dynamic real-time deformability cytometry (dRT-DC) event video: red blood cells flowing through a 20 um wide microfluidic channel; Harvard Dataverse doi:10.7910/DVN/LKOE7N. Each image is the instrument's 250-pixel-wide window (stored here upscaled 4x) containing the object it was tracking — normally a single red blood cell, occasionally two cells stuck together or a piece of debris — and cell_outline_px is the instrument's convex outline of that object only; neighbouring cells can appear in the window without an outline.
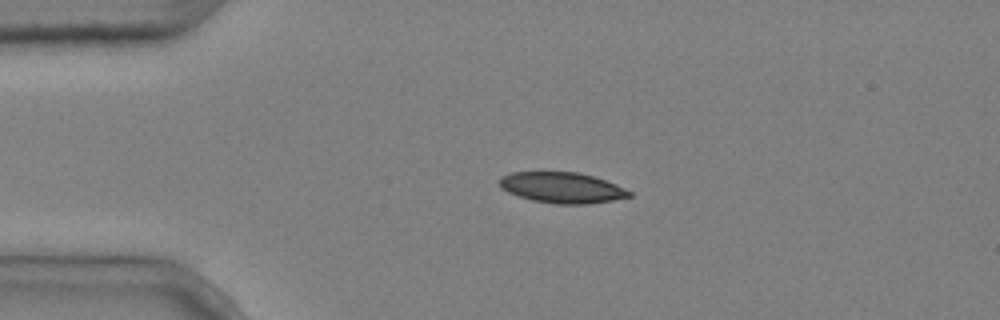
{"species": "common noctule bat (a hibernating species)", "species_latin": "Nyctalus noctula", "temperature_condition": "cold", "stored_images_in_passage": 3, "camera_frame_rate_fps": 3000, "um_per_image_px": 0.085, "animal": {"sex": "male", "body_mass_g": 20.4}, "frame": {"image": 1, "passage_image": 2, "time_ms": 0.333, "image_size_px": [1000, 320], "cell_outline_px": [[632, 196], [612, 200], [588, 204], [556, 204], [532, 200], [508, 192], [500, 188], [500, 176], [512, 172], [580, 172], [616, 184], [632, 192]], "centroid_in_image_um": [47.77, 15.95], "position_along_channel_um": 37.2, "area_um2": 23.18}}